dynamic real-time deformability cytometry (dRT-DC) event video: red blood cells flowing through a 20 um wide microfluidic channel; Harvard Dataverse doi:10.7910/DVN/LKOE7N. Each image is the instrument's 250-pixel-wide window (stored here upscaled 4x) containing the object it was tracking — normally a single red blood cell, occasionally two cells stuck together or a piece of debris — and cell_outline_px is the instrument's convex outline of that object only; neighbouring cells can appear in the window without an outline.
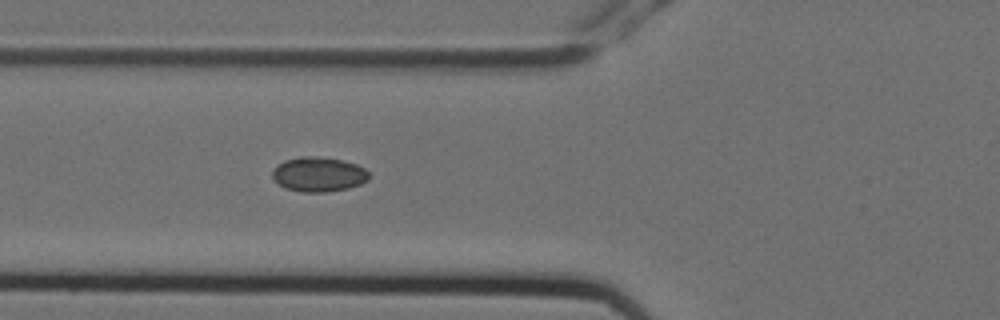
{"species": "Egyptian fruit bat (a non-hibernating species)", "species_latin": "Rousettus aegyptiacus", "temperature_condition": "cold", "stored_images_in_passage": 4, "camera_frame_rate_fps": 3000, "um_per_image_px": 0.085, "animal": {"sex": "female"}, "frame": {"image": 1, "passage_image": 4, "time_ms": 1.0, "image_size_px": [1000, 320], "cell_outline_px": [[368, 180], [360, 184], [348, 188], [328, 192], [300, 192], [284, 188], [272, 180], [272, 172], [276, 164], [284, 160], [300, 156], [312, 156], [340, 160], [356, 164], [364, 168], [368, 172]], "centroid_in_image_um": [27.02, 14.83], "position_along_channel_um": 98.8, "area_um2": 19.65}}